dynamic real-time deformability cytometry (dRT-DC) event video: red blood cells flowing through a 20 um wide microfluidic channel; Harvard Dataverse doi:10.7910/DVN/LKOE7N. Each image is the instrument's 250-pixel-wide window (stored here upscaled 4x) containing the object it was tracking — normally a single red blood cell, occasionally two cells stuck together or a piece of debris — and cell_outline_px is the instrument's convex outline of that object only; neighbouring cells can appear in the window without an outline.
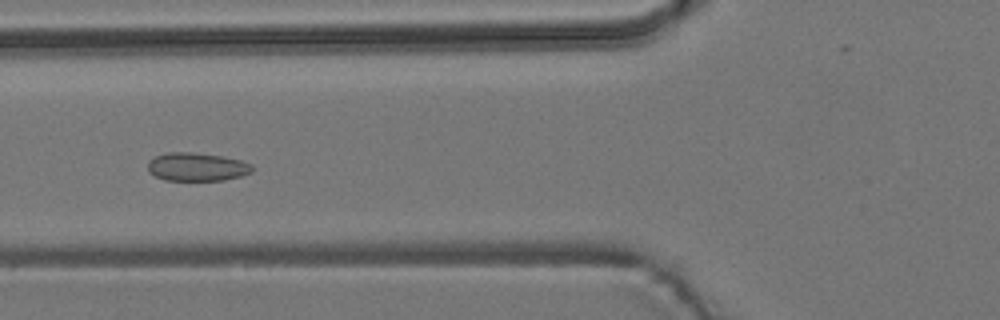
{"species": "common noctule bat (a hibernating species)", "species_latin": "Nyctalus noctula", "temperature_condition": "room temperature", "stored_images_in_passage": 4, "camera_frame_rate_fps": 3000, "um_per_image_px": 0.085, "animal": {"sex": "male", "body_mass_g": 19.2, "forearm_length_mm": 51.8}, "frame": {"image": 1, "passage_image": 2, "time_ms": 1.0, "image_size_px": [1000, 320], "cell_outline_px": [[252, 172], [240, 176], [224, 180], [164, 180], [148, 172], [148, 160], [156, 156], [168, 152], [192, 152], [224, 156], [240, 160], [252, 164]], "centroid_in_image_um": [16.72, 14.18], "position_along_channel_um": 109.1, "area_um2": 17.28}}
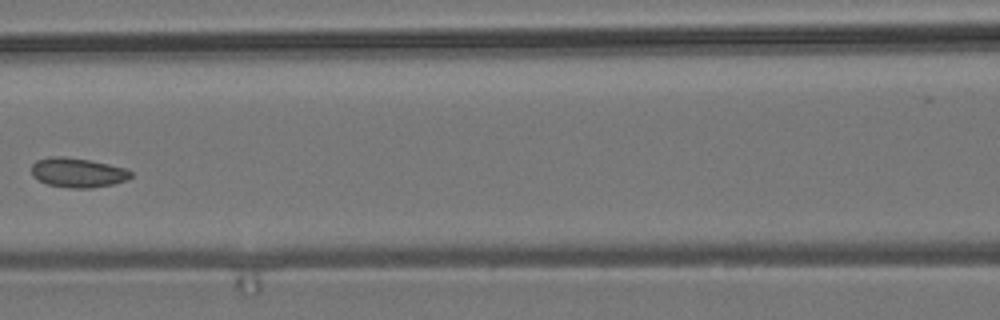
{"frame": {"image": 2, "passage_image": 3, "time_ms": 2.333, "image_size_px": [1000, 320], "cell_outline_px": [[132, 176], [128, 180], [112, 184], [92, 188], [72, 188], [48, 184], [32, 176], [32, 164], [36, 160], [48, 156], [64, 156], [88, 160], [108, 164], [124, 168], [132, 172]], "centroid_in_image_um": [6.6, 14.66], "position_along_channel_um": 160.0, "area_um2": 17.05}}
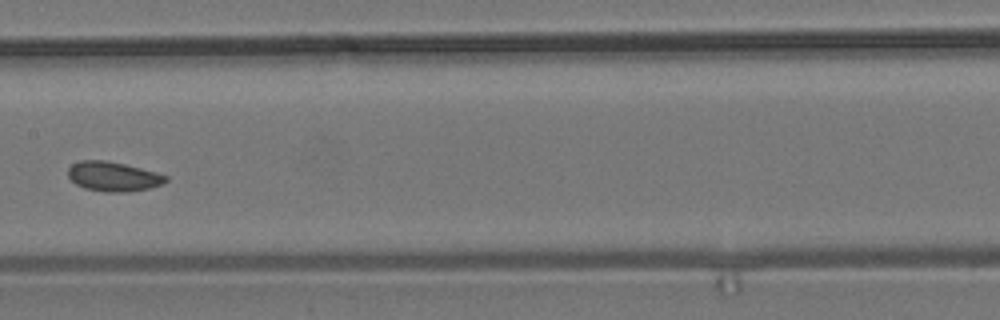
{"frame": {"image": 3, "passage_image": 4, "time_ms": 3.333, "image_size_px": [1000, 320], "cell_outline_px": [[168, 180], [160, 184], [148, 188], [128, 192], [104, 192], [84, 188], [76, 184], [68, 176], [68, 168], [72, 164], [80, 160], [104, 160], [124, 164], [156, 172], [168, 176]], "centroid_in_image_um": [9.6, 15.0], "position_along_channel_um": 197.8, "area_um2": 16.76}}